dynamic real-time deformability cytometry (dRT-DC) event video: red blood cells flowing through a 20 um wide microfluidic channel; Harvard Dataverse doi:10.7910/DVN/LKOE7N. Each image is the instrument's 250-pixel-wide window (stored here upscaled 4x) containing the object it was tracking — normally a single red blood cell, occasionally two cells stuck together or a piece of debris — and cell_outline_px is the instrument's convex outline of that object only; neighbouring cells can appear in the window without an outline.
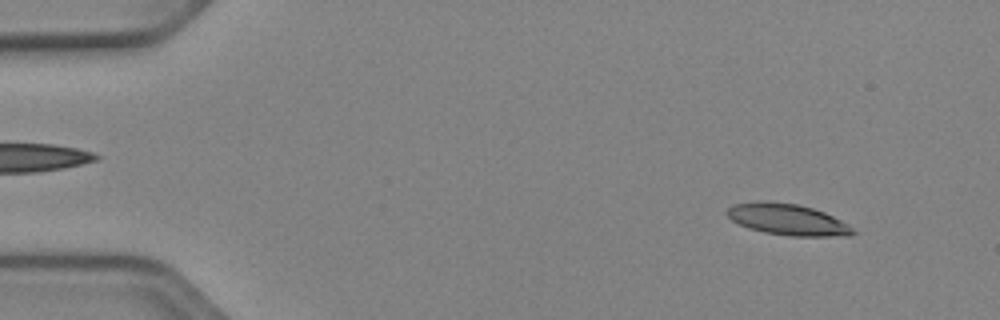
{"species": "Egyptian fruit bat (a non-hibernating species)", "species_latin": "Rousettus aegyptiacus", "temperature_condition": "cold", "stored_images_in_passage": 52, "camera_frame_rate_fps": 3000, "um_per_image_px": 0.085, "animal": {"sex": "female"}, "frame": {"image": 1, "passage_image": 5, "time_ms": 1.333, "image_size_px": [1000, 320], "cell_outline_px": [[856, 232], [852, 236], [792, 236], [764, 232], [748, 228], [732, 220], [724, 212], [732, 204], [756, 200], [764, 200], [796, 204], [812, 208], [824, 212], [848, 224]], "centroid_in_image_um": [66.91, 18.65], "position_along_channel_um": 18.1, "area_um2": 23.06}}
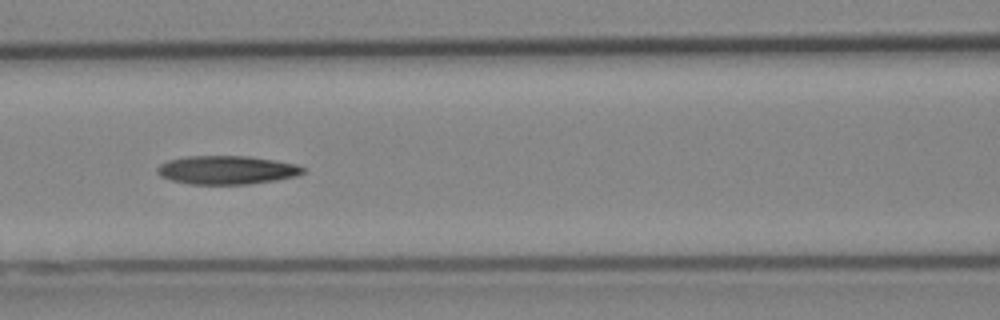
{"frame": {"image": 2, "passage_image": 23, "time_ms": 7.333, "image_size_px": [1000, 320], "cell_outline_px": [[304, 172], [296, 176], [276, 180], [248, 184], [188, 184], [172, 180], [160, 176], [156, 172], [156, 168], [160, 164], [168, 160], [184, 156], [248, 156], [296, 164], [304, 168]], "centroid_in_image_um": [19.23, 14.45], "position_along_channel_um": 147.4, "area_um2": 24.22}}
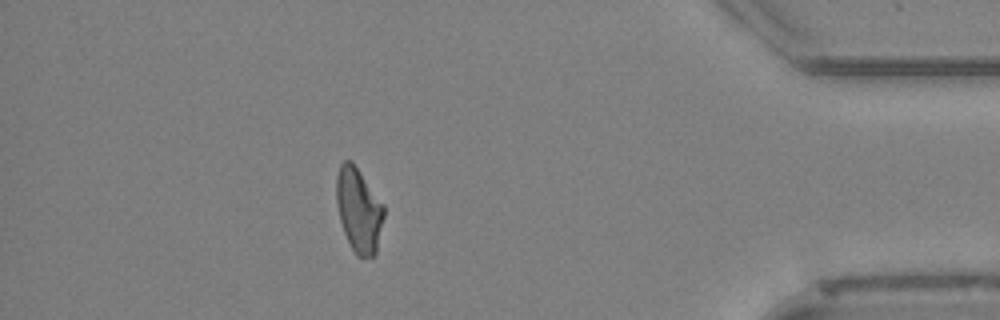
{"frame": {"image": 3, "passage_image": 46, "time_ms": 15.0, "image_size_px": [1000, 320], "cell_outline_px": [[384, 216], [376, 256], [356, 256], [344, 232], [340, 220], [336, 200], [336, 176], [340, 164], [344, 160], [352, 160], [384, 204]], "centroid_in_image_um": [30.5, 17.83], "position_along_channel_um": 404.7, "area_um2": 23.47}}